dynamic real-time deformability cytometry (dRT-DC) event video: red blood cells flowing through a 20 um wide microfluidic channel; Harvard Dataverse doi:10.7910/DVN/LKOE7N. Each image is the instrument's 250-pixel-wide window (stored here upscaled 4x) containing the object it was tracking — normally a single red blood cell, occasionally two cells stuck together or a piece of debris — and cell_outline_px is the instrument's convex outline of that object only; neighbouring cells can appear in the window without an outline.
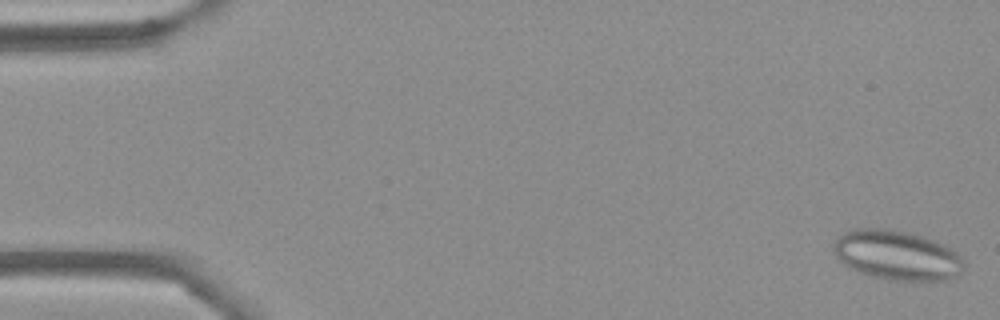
{"species": "Egyptian fruit bat (a non-hibernating species)", "species_latin": "Rousettus aegyptiacus", "temperature_condition": "cold", "stored_images_in_passage": 12, "camera_frame_rate_fps": 3000, "um_per_image_px": 0.085, "frame": {"image": 1, "passage_image": 1, "time_ms": 0.0, "image_size_px": [1000, 320], "cell_outline_px": [[964, 268], [956, 276], [948, 280], [924, 284], [912, 284], [888, 280], [868, 276], [856, 272], [848, 268], [836, 256], [832, 248], [832, 244], [844, 232], [856, 228], [892, 228], [912, 232], [924, 236], [944, 244], [952, 248], [964, 260]], "centroid_in_image_um": [76.27, 21.74], "position_along_channel_um": 8.7, "area_um2": 39.42}}